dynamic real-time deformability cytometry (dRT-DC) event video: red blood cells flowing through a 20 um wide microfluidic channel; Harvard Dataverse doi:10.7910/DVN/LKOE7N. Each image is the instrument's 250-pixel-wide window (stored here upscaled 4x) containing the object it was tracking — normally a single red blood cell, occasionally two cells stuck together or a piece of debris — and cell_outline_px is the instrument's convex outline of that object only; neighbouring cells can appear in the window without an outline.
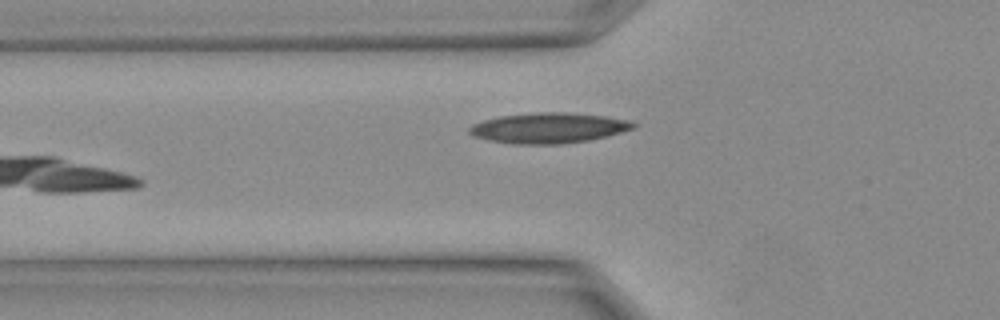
{"species": "Egyptian fruit bat (a non-hibernating species)", "species_latin": "Rousettus aegyptiacus", "temperature_condition": "warm", "stored_images_in_passage": 5, "camera_frame_rate_fps": 3000, "um_per_image_px": 0.085, "animal": {"sex": "female"}, "frame": {"image": 1, "passage_image": 5, "time_ms": 1.333, "image_size_px": [1000, 320], "cell_outline_px": [[636, 128], [608, 136], [588, 140], [560, 144], [512, 144], [488, 140], [472, 136], [468, 132], [468, 128], [472, 124], [484, 120], [500, 116], [540, 112], [564, 112], [604, 116], [628, 120], [636, 124]], "centroid_in_image_um": [46.61, 10.88], "position_along_channel_um": 79.2, "area_um2": 29.07}}